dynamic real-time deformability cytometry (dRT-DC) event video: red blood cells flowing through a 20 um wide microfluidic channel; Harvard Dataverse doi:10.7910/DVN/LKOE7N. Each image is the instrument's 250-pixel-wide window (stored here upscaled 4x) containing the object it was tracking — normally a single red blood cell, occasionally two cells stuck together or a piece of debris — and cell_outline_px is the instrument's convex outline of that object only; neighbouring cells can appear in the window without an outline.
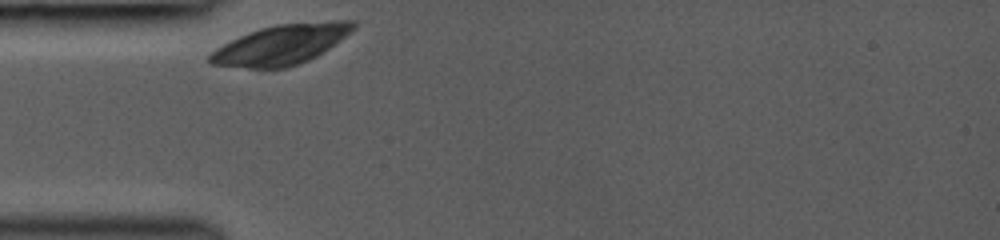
{"species": "common noctule bat (a hibernating species)", "species_latin": "Nyctalus noctula", "temperature_condition": "room temperature", "stored_images_in_passage": 28, "camera_frame_rate_fps": 3000, "um_per_image_px": 0.085, "animal": {"sex": "female", "body_mass_g": 19.0, "forearm_length_mm": 53.3}, "frame": {"image": 1, "passage_image": 1, "time_ms": 0.0, "image_size_px": [1000, 240], "cell_outline_px": [[356, 28], [340, 40], [316, 56], [308, 60], [284, 68], [248, 68], [212, 64], [208, 60], [208, 56], [216, 48], [248, 32], [260, 28], [276, 24], [336, 20], [356, 20]], "centroid_in_image_um": [23.92, 3.77], "position_along_channel_um": 61.1, "area_um2": 33.06}}
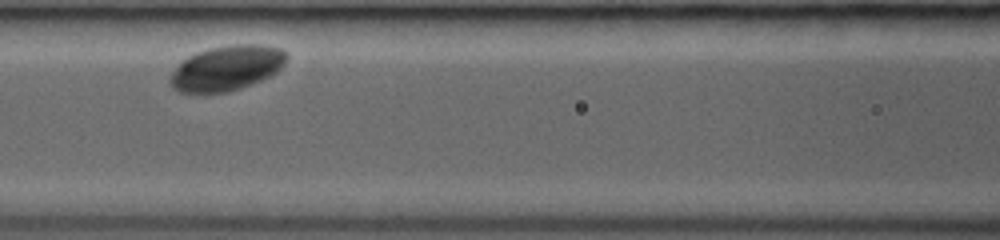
{"frame": {"image": 2, "passage_image": 8, "time_ms": 2.333, "image_size_px": [1000, 240], "cell_outline_px": [[288, 56], [284, 64], [276, 72], [252, 84], [228, 92], [180, 92], [172, 88], [168, 84], [168, 80], [172, 72], [188, 56], [196, 52], [208, 48], [236, 44], [260, 44], [280, 48], [288, 52]], "centroid_in_image_um": [19.27, 5.77], "position_along_channel_um": 147.3, "area_um2": 30.52}}
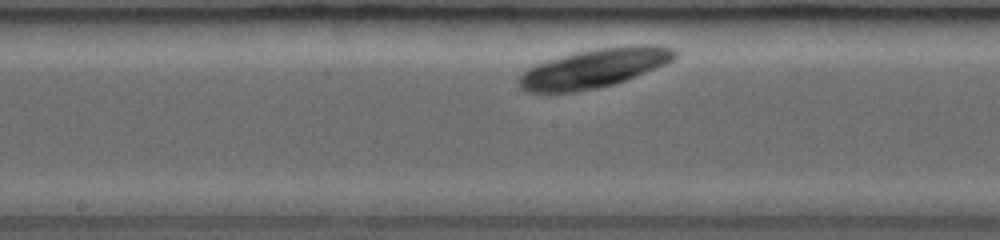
{"frame": {"image": 3, "passage_image": 12, "time_ms": 3.667, "image_size_px": [1000, 240], "cell_outline_px": [[676, 56], [668, 64], [624, 80], [612, 84], [596, 88], [576, 92], [528, 92], [520, 88], [520, 76], [528, 68], [536, 64], [572, 52], [596, 48], [632, 44], [652, 44], [672, 48], [676, 52]], "centroid_in_image_um": [50.54, 5.77], "position_along_channel_um": 197.7, "area_um2": 35.37}}